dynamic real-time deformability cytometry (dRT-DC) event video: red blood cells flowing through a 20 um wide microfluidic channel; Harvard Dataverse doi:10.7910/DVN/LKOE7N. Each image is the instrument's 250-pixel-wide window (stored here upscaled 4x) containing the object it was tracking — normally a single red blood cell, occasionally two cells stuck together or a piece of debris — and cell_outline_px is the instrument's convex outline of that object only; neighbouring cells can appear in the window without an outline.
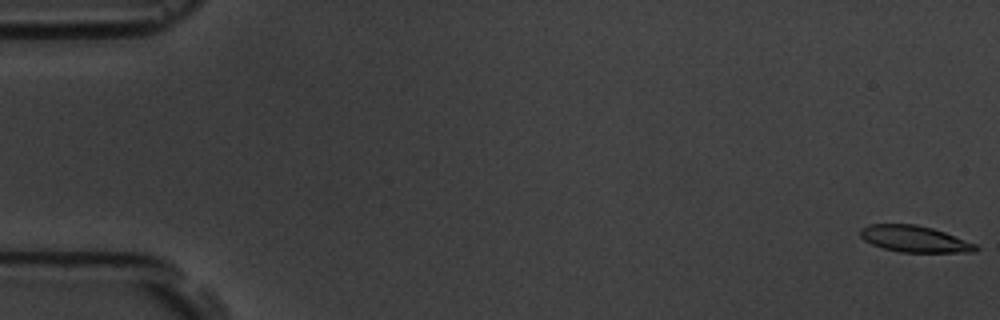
{"species": "common noctule bat (a hibernating species)", "species_latin": "Nyctalus noctula", "temperature_condition": "room temperature", "stored_images_in_passage": 7, "camera_frame_rate_fps": 3000, "um_per_image_px": 0.085, "animal": {"sex": "male", "body_mass_g": 19.5, "forearm_length_mm": 54.6}, "frame": {"image": 1, "passage_image": 1, "time_ms": 0.0, "image_size_px": [1000, 320], "cell_outline_px": [[980, 248], [976, 252], [900, 252], [884, 248], [872, 244], [864, 240], [860, 236], [860, 228], [868, 224], [916, 224], [932, 228], [944, 232], [976, 244]], "centroid_in_image_um": [77.73, 20.31], "position_along_channel_um": 7.3, "area_um2": 17.74}}
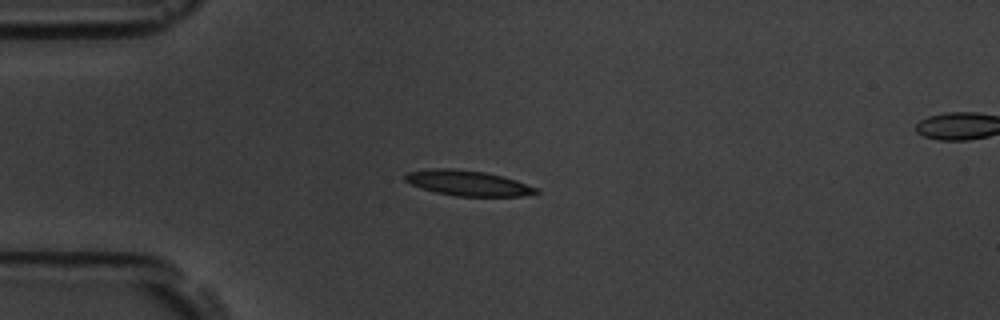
{"frame": {"image": 2, "passage_image": 5, "time_ms": 4.667, "image_size_px": [1000, 320], "cell_outline_px": [[540, 192], [520, 196], [456, 196], [436, 192], [420, 188], [404, 180], [404, 176], [408, 172], [432, 168], [456, 168], [484, 172], [504, 176], [540, 188]], "centroid_in_image_um": [39.79, 15.55], "position_along_channel_um": 45.2, "area_um2": 19.42}}
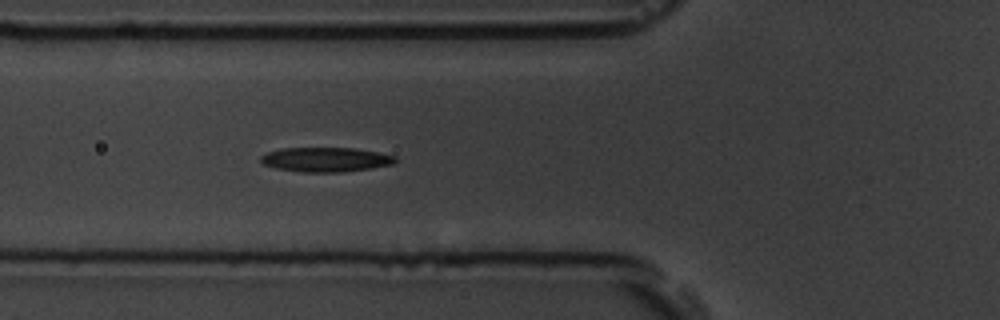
{"frame": {"image": 3, "passage_image": 7, "time_ms": 6.667, "image_size_px": [1000, 320], "cell_outline_px": [[396, 160], [392, 164], [372, 168], [344, 172], [304, 172], [276, 168], [264, 164], [260, 160], [260, 156], [268, 152], [284, 148], [356, 148], [396, 156]], "centroid_in_image_um": [27.69, 13.56], "position_along_channel_um": 98.1, "area_um2": 19.07}}